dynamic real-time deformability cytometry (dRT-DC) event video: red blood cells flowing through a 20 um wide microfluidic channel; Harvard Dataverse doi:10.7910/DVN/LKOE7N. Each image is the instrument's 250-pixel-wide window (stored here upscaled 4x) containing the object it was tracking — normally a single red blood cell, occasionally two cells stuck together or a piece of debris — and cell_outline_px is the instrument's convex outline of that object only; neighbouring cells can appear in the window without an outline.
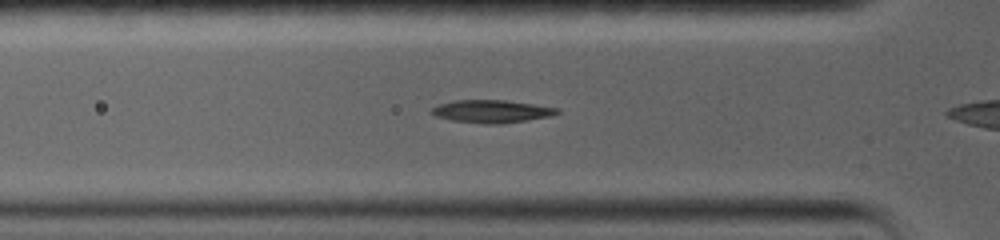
{"species": "common noctule bat (a hibernating species)", "species_latin": "Nyctalus noctula", "temperature_condition": "warm", "stored_images_in_passage": 27, "camera_frame_rate_fps": 5000, "um_per_image_px": 0.085, "animal": {"sex": "female", "body_mass_g": 19.0, "forearm_length_mm": 56.7}, "frame": {"image": 1, "passage_image": 3, "time_ms": 1.6, "image_size_px": [1000, 240], "cell_outline_px": [[560, 112], [548, 116], [500, 124], [484, 124], [452, 120], [436, 116], [428, 112], [432, 108], [440, 104], [456, 100], [508, 100], [560, 108]], "centroid_in_image_um": [41.77, 9.46], "position_along_channel_um": 84.0, "area_um2": 16.53}}
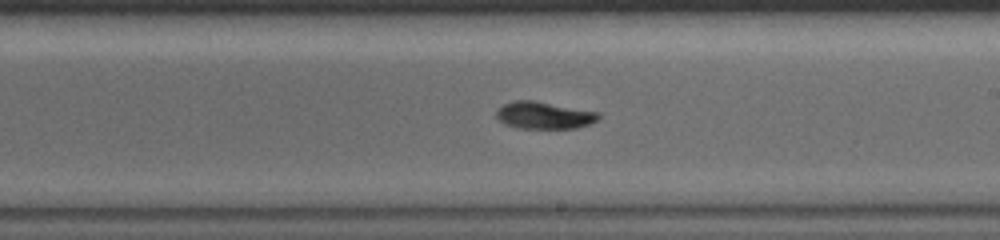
{"frame": {"image": 2, "passage_image": 16, "time_ms": 6.0, "image_size_px": [1000, 240], "cell_outline_px": [[600, 116], [596, 120], [588, 124], [576, 128], [520, 128], [504, 124], [496, 116], [496, 108], [512, 100], [532, 100], [600, 112]], "centroid_in_image_um": [46.21, 9.79], "position_along_channel_um": 242.8, "area_um2": 16.13}}
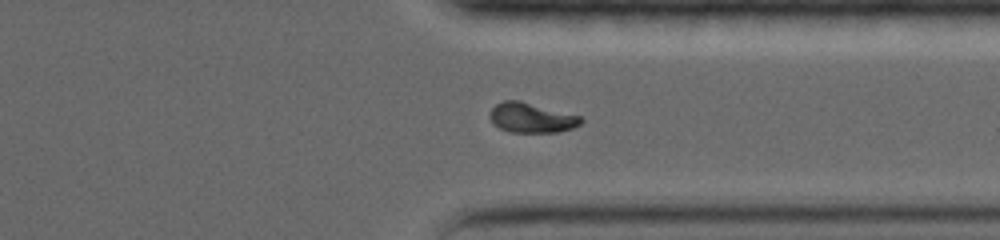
{"frame": {"image": 3, "passage_image": 26, "time_ms": 9.4, "image_size_px": [1000, 240], "cell_outline_px": [[584, 120], [580, 124], [572, 128], [560, 132], [508, 132], [492, 124], [488, 116], [488, 112], [496, 104], [504, 100], [520, 100], [580, 116]], "centroid_in_image_um": [45.13, 10.01], "position_along_channel_um": 366.3, "area_um2": 16.01}}